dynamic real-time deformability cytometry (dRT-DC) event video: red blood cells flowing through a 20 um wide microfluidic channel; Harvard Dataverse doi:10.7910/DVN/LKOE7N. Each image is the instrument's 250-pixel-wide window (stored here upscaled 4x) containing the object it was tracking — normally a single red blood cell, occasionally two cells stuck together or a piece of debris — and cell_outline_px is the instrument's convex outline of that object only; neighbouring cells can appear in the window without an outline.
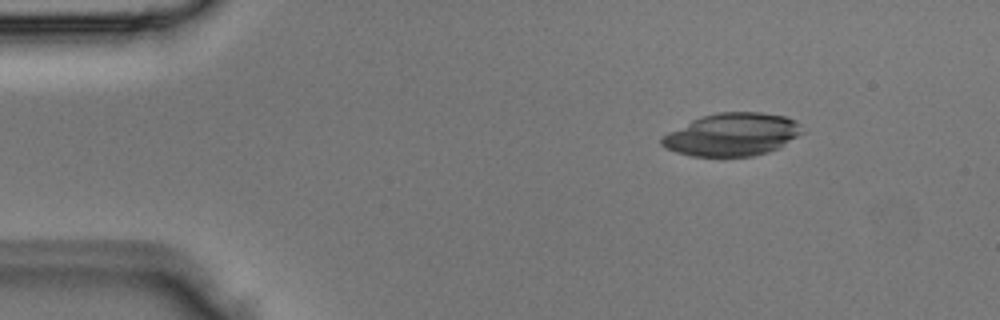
{"species": "Egyptian fruit bat (a non-hibernating species)", "species_latin": "Rousettus aegyptiacus", "temperature_condition": "room temperature", "stored_images_in_passage": 3, "camera_frame_rate_fps": 3000, "um_per_image_px": 0.085, "animal": {"sex": "male"}, "frame": {"image": 1, "passage_image": 1, "time_ms": 0.0, "image_size_px": [1000, 320], "cell_outline_px": [[804, 132], [776, 148], [768, 152], [752, 156], [692, 156], [676, 152], [664, 148], [660, 144], [660, 136], [692, 120], [704, 116], [720, 112], [760, 112], [788, 116], [796, 120], [800, 124]], "centroid_in_image_um": [62.21, 11.43], "position_along_channel_um": 22.8, "area_um2": 34.97}}